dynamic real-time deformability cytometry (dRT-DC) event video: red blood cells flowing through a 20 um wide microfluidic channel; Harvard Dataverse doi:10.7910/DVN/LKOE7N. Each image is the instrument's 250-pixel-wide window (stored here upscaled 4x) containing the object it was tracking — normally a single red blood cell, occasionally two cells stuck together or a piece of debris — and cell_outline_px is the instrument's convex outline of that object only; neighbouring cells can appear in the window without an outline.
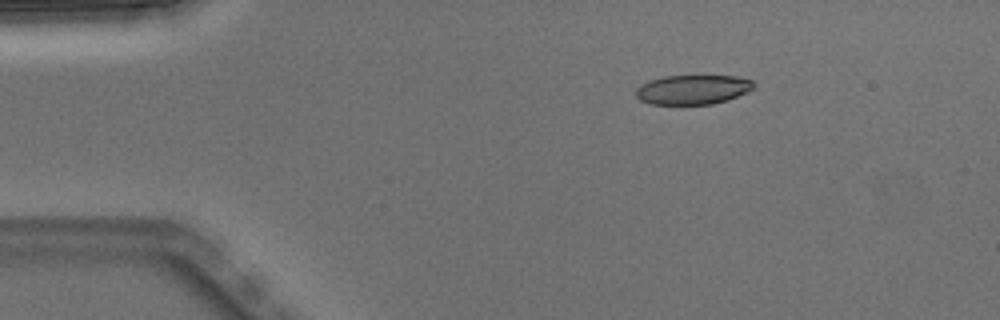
{"species": "Egyptian fruit bat (a non-hibernating species)", "species_latin": "Rousettus aegyptiacus", "temperature_condition": "warm", "stored_images_in_passage": 3, "camera_frame_rate_fps": 3000, "um_per_image_px": 0.085, "animal": {"sex": "male"}, "frame": {"image": 1, "passage_image": 1, "time_ms": 0.0, "image_size_px": [1000, 320], "cell_outline_px": [[756, 88], [748, 92], [728, 100], [712, 104], [652, 104], [640, 100], [636, 96], [636, 88], [640, 84], [664, 76], [736, 76], [752, 80], [756, 84]], "centroid_in_image_um": [58.93, 7.61], "position_along_channel_um": 26.1, "area_um2": 20.35}}
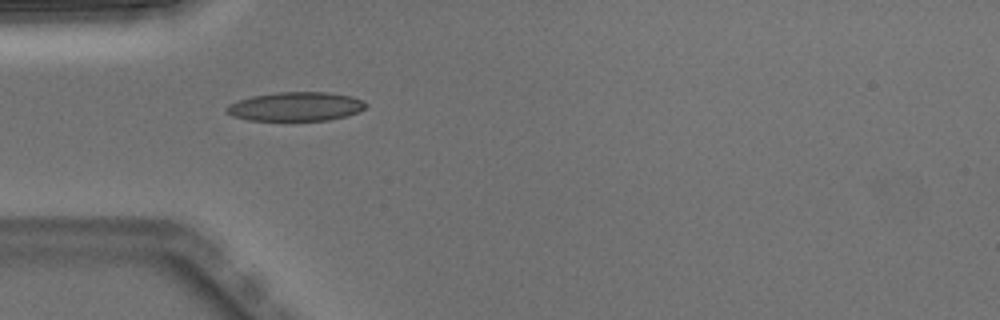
{"frame": {"image": 2, "passage_image": 3, "time_ms": 0.667, "image_size_px": [1000, 320], "cell_outline_px": [[368, 104], [360, 112], [348, 116], [328, 120], [248, 120], [232, 116], [224, 112], [224, 108], [228, 104], [252, 96], [276, 92], [328, 92], [352, 96], [364, 100]], "centroid_in_image_um": [25.15, 9.05], "position_along_channel_um": 59.8, "area_um2": 23.76}}